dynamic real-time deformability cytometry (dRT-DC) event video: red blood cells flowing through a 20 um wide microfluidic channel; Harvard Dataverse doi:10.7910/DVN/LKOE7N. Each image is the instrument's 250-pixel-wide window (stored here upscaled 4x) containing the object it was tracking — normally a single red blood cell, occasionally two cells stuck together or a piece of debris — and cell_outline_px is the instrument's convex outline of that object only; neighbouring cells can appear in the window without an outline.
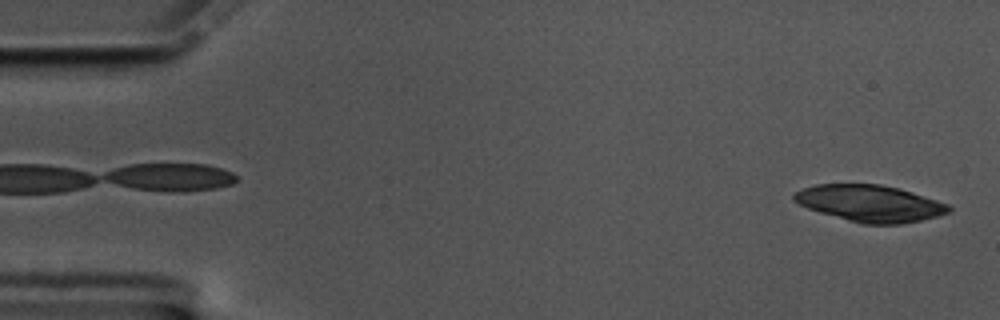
{"species": "common noctule bat (a hibernating species)", "species_latin": "Nyctalus noctula", "temperature_condition": "cold", "stored_images_in_passage": 54, "camera_frame_rate_fps": 3000, "um_per_image_px": 0.085, "animal": {"sex": "male", "body_mass_g": 17.5, "forearm_length_mm": 52.3}, "frame": {"image": 1, "passage_image": 1, "time_ms": 0.0, "image_size_px": [1000, 320], "cell_outline_px": [[952, 212], [920, 220], [900, 224], [864, 224], [848, 220], [820, 212], [808, 208], [792, 200], [792, 196], [796, 192], [804, 188], [816, 184], [880, 184], [912, 192], [948, 204], [952, 208]], "centroid_in_image_um": [73.95, 17.28], "position_along_channel_um": 11.1, "area_um2": 32.71}}
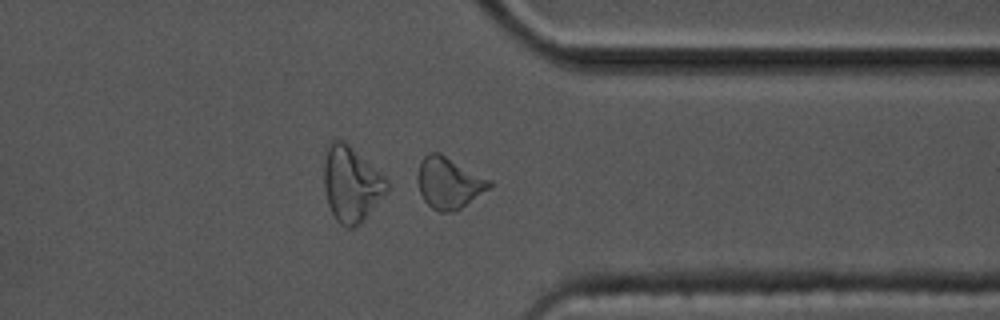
{"frame": {"image": 2, "passage_image": 43, "time_ms": 14.0, "image_size_px": [1000, 320], "cell_outline_px": [[492, 188], [456, 212], [440, 212], [432, 208], [424, 200], [420, 192], [416, 180], [416, 176], [420, 160], [428, 152], [440, 152], [492, 180]], "centroid_in_image_um": [38.17, 15.54], "position_along_channel_um": 373.2, "area_um2": 22.08}, "authors_computed_cell_mechanics": {"area_um2": 21.2126, "velocity_mm_per_s": 3.5296, "shape_relaxation_time_tau1_ms": null, "shape_relaxation_time_tau2_ms": 2.4386, "deformation_change_tau1": null, "deformation_change_tau2": 0.0716}}